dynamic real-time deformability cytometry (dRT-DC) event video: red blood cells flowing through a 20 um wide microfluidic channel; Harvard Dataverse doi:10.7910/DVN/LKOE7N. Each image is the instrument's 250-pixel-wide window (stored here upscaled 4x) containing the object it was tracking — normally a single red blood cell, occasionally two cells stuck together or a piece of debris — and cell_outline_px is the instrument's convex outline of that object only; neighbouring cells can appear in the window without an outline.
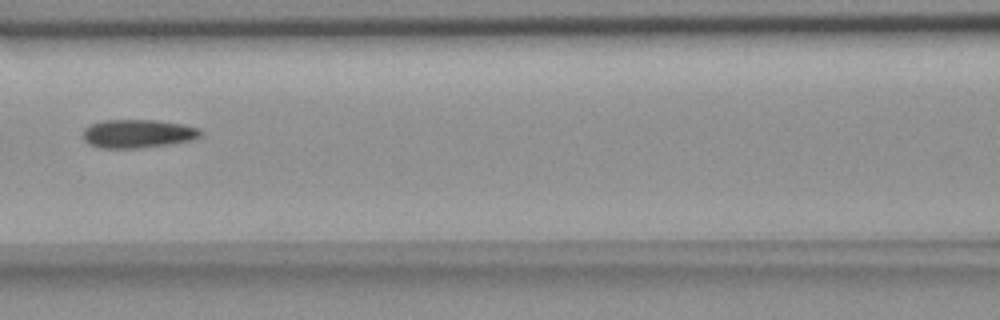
{"species": "common noctule bat (a hibernating species)", "species_latin": "Nyctalus noctula", "temperature_condition": "room temperature", "stored_images_in_passage": 7, "camera_frame_rate_fps": 3000, "um_per_image_px": 0.085, "animal": {"sex": "female", "body_mass_g": 18.4}, "frame": {"image": 1, "passage_image": 5, "time_ms": 1.333, "image_size_px": [1000, 320], "cell_outline_px": [[204, 132], [200, 136], [188, 140], [168, 144], [140, 148], [100, 148], [88, 144], [84, 140], [84, 128], [92, 124], [104, 120], [156, 120], [184, 124], [200, 128]], "centroid_in_image_um": [11.72, 11.36], "position_along_channel_um": 154.9, "area_um2": 19.48}}
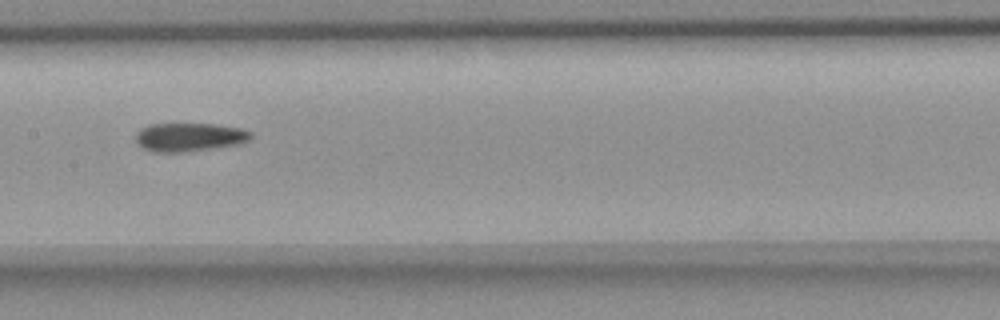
{"frame": {"image": 2, "passage_image": 6, "time_ms": 1.667, "image_size_px": [1000, 320], "cell_outline_px": [[252, 140], [240, 144], [212, 148], [180, 152], [152, 152], [136, 144], [136, 132], [140, 128], [148, 124], [216, 124], [240, 128], [252, 132]], "centroid_in_image_um": [16.09, 11.65], "position_along_channel_um": 191.3, "area_um2": 19.31}}
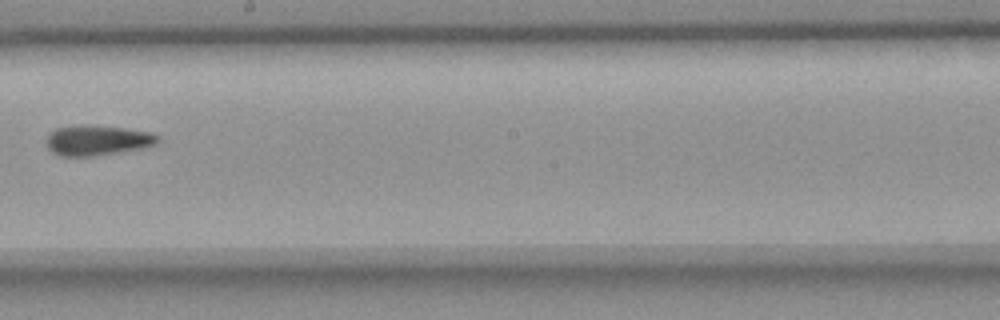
{"frame": {"image": 3, "passage_image": 7, "time_ms": 2.0, "image_size_px": [1000, 320], "cell_outline_px": [[160, 140], [156, 144], [144, 148], [92, 156], [60, 156], [52, 152], [48, 148], [48, 136], [56, 128], [76, 124], [88, 124], [124, 128], [148, 132], [160, 136]], "centroid_in_image_um": [8.29, 11.91], "position_along_channel_um": 239.9, "area_um2": 19.65}}